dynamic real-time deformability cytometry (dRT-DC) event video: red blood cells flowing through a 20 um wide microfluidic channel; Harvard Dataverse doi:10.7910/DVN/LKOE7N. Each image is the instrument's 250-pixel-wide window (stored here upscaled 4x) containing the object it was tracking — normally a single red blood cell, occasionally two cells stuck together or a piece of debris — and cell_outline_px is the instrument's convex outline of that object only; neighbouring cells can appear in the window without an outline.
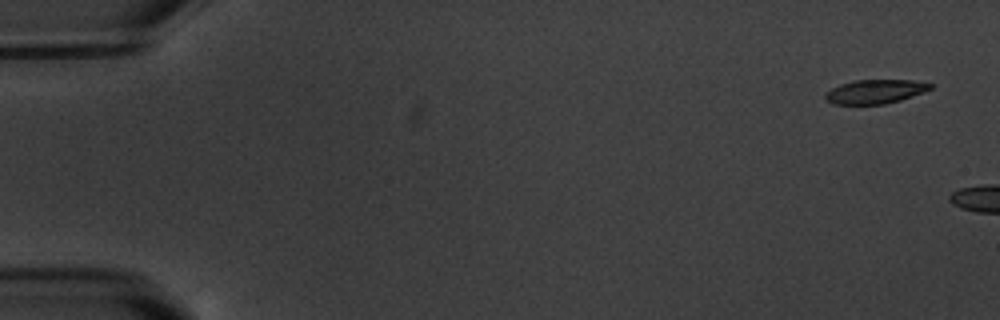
{"species": "common noctule bat (a hibernating species)", "species_latin": "Nyctalus noctula", "temperature_condition": "warm", "stored_images_in_passage": 6, "camera_frame_rate_fps": 3000, "um_per_image_px": 0.085, "animal": {"sex": "male", "body_mass_g": 20.1, "forearm_length_mm": 53.5}, "frame": {"image": 1, "passage_image": 1, "time_ms": 0.0, "image_size_px": [1000, 320], "cell_outline_px": [[932, 88], [924, 92], [900, 100], [884, 104], [832, 104], [824, 100], [824, 96], [832, 88], [840, 84], [852, 80], [912, 80], [932, 84]], "centroid_in_image_um": [74.36, 7.78], "position_along_channel_um": 10.6, "area_um2": 14.68}}
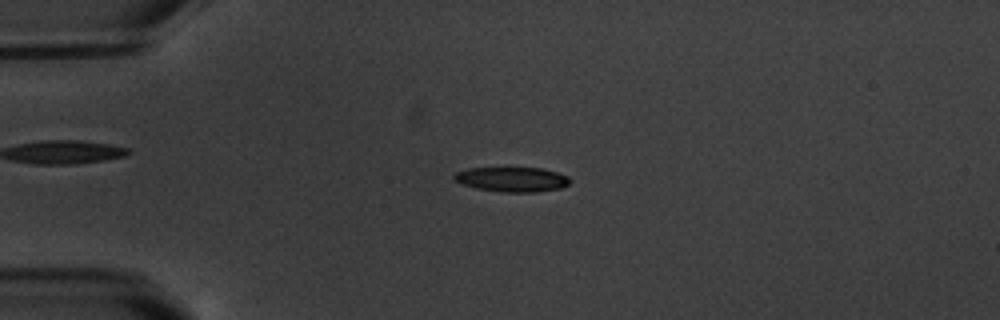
{"frame": {"image": 2, "passage_image": 5, "time_ms": 6.0, "image_size_px": [1000, 320], "cell_outline_px": [[572, 180], [568, 184], [560, 188], [536, 192], [500, 192], [476, 188], [452, 180], [452, 176], [456, 172], [468, 168], [540, 168], [556, 172], [568, 176]], "centroid_in_image_um": [43.51, 15.25], "position_along_channel_um": 41.5, "area_um2": 16.7}}